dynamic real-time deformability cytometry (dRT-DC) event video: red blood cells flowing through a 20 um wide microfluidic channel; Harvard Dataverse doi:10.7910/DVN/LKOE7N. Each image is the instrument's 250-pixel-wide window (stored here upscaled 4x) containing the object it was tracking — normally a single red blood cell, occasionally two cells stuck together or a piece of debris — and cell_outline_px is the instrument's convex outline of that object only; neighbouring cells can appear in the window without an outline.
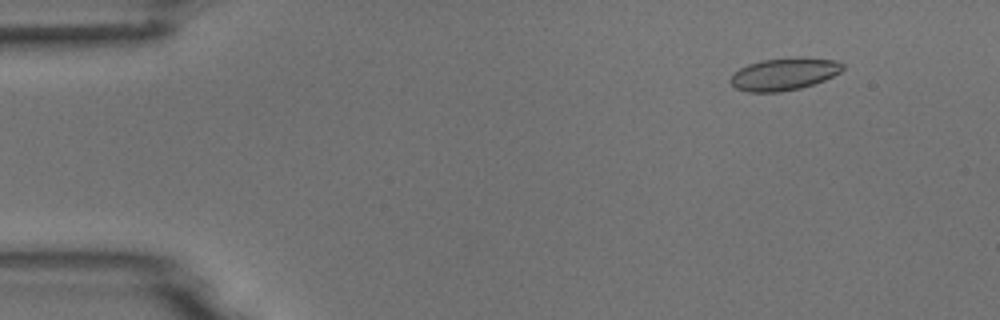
{"species": "common noctule bat (a hibernating species)", "species_latin": "Nyctalus noctula", "temperature_condition": "room temperature", "stored_images_in_passage": 6, "segment_of_instrument_passage": [2, 2], "camera_frame_rate_fps": 3000, "um_per_image_px": 0.085, "animal": {"sex": "male", "body_mass_g": 18.8}, "frame": {"image": 1, "passage_image": 6, "time_ms": 6.0, "image_size_px": [1000, 320], "cell_outline_px": [[844, 68], [840, 72], [824, 80], [800, 88], [780, 92], [748, 92], [736, 88], [728, 80], [732, 72], [748, 64], [760, 60], [796, 56], [800, 56], [836, 60], [844, 64]], "centroid_in_image_um": [66.63, 6.27], "position_along_channel_um": 18.4, "area_um2": 21.5}}